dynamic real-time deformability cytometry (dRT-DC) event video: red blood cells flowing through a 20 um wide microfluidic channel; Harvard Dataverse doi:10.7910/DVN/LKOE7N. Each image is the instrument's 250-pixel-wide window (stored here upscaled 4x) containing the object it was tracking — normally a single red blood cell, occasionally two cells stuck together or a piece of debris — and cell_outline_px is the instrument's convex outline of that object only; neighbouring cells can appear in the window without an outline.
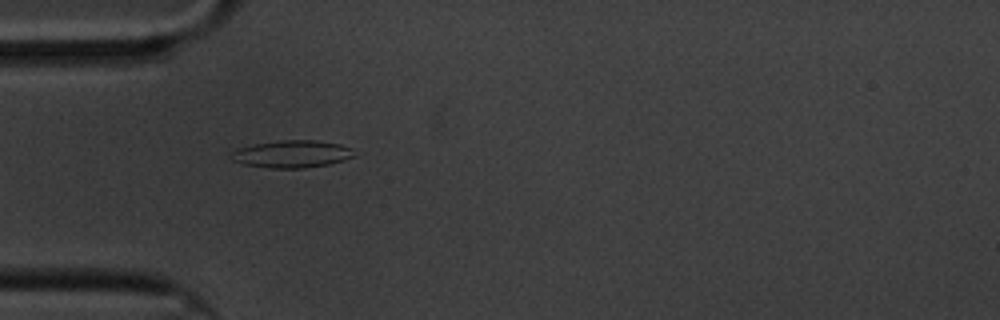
{"species": "common noctule bat (a hibernating species)", "species_latin": "Nyctalus noctula", "temperature_condition": "cold", "stored_images_in_passage": 44, "camera_frame_rate_fps": 3000, "um_per_image_px": 0.085, "animal": {"sex": "male", "body_mass_g": 20.1, "forearm_length_mm": 53.5}, "frame": {"image": 1, "passage_image": 2, "time_ms": 0.333, "image_size_px": [1000, 320], "cell_outline_px": [[356, 156], [344, 160], [328, 164], [304, 168], [268, 168], [244, 164], [232, 160], [232, 152], [236, 148], [256, 144], [280, 140], [316, 140], [340, 144], [352, 148]], "centroid_in_image_um": [24.84, 13.09], "position_along_channel_um": 60.2, "area_um2": 19.59}}
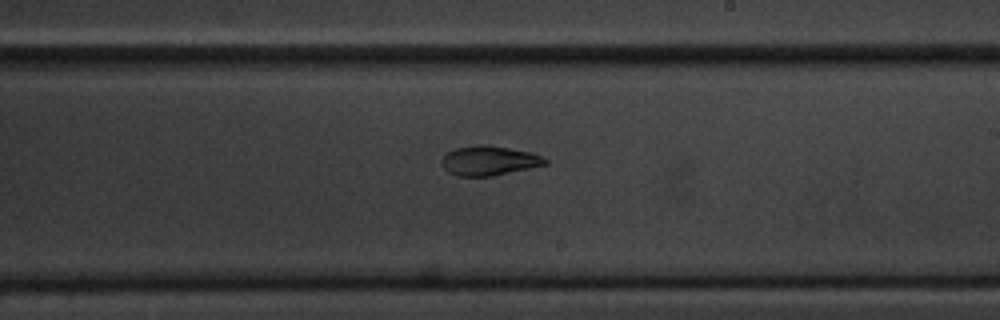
{"frame": {"image": 2, "passage_image": 19, "time_ms": 6.0, "image_size_px": [1000, 320], "cell_outline_px": [[548, 164], [492, 176], [456, 176], [448, 172], [444, 168], [440, 160], [448, 152], [456, 148], [476, 144], [484, 144], [532, 152], [548, 160]], "centroid_in_image_um": [41.56, 13.65], "position_along_channel_um": 247.4, "area_um2": 17.8}}
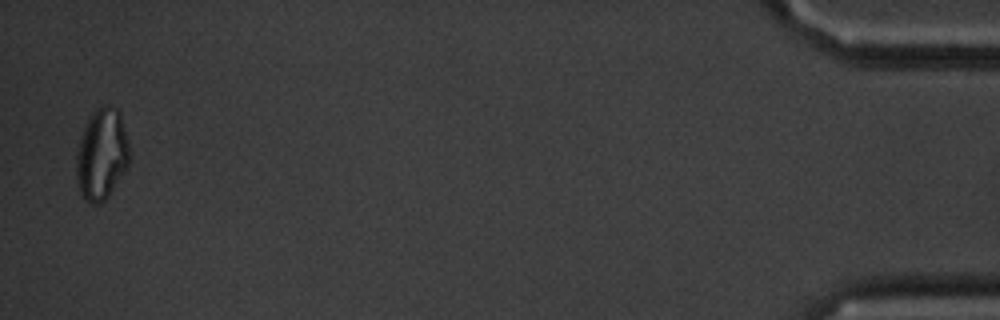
{"frame": {"image": 3, "passage_image": 43, "time_ms": 14.0, "image_size_px": [1000, 320], "cell_outline_px": [[128, 164], [124, 172], [108, 196], [100, 204], [88, 204], [80, 196], [76, 180], [76, 152], [80, 136], [92, 112], [96, 108], [104, 104], [112, 104], [120, 112], [128, 144]], "centroid_in_image_um": [8.6, 13.13], "position_along_channel_um": 426.6, "area_um2": 28.5}, "authors_computed_cell_mechanics": {"area_um2": 18.5827, "velocity_mm_per_s": 3.3316, "shape_relaxation_time_tau1_ms": 5.6853, "shape_relaxation_time_tau2_ms": 4.7125, "deformation_change_tau1": 0.1244, "deformation_change_tau2": 0.1091}}